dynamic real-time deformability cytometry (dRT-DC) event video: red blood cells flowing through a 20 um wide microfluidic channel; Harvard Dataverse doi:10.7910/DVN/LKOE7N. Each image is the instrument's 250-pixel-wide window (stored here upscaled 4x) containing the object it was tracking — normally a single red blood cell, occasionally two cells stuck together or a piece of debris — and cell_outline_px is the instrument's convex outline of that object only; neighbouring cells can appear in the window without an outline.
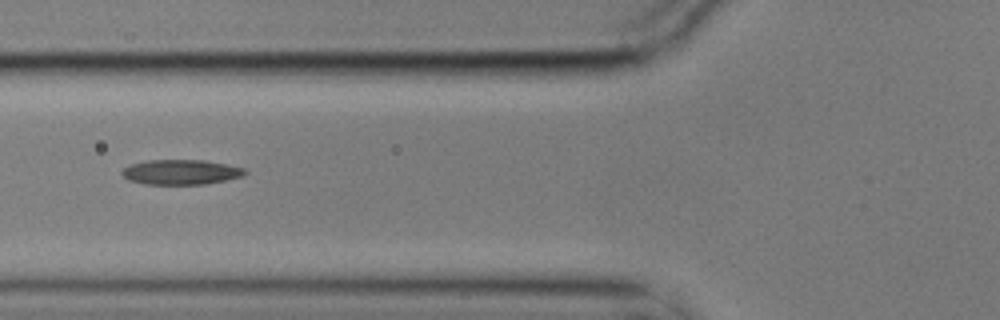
{"species": "common noctule bat (a hibernating species)", "species_latin": "Nyctalus noctula", "temperature_condition": "cold", "stored_images_in_passage": 9, "segment_of_instrument_passage": [2, 2], "camera_frame_rate_fps": 3000, "um_per_image_px": 0.085, "animal": {"sex": "male", "body_mass_g": 17.9}, "frame": {"image": 1, "passage_image": 6, "time_ms": 1.667, "image_size_px": [1000, 320], "cell_outline_px": [[248, 172], [244, 176], [204, 184], [144, 184], [128, 180], [120, 172], [124, 168], [132, 164], [148, 160], [204, 160], [228, 164], [244, 168]], "centroid_in_image_um": [15.4, 14.62], "position_along_channel_um": 110.4, "area_um2": 17.86}}
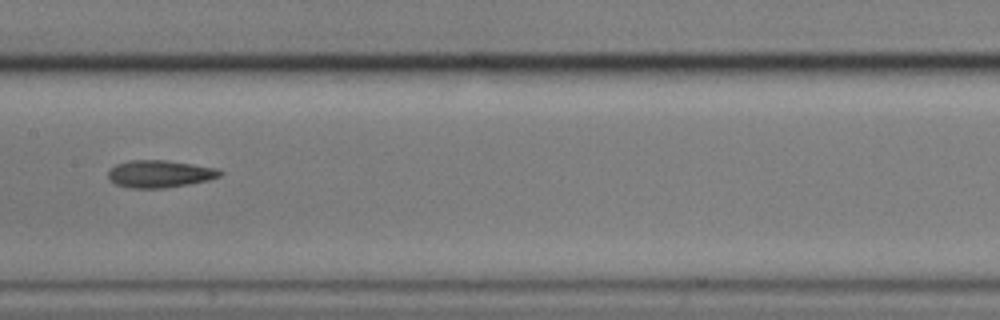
{"frame": {"image": 2, "passage_image": 8, "time_ms": 2.333, "image_size_px": [1000, 320], "cell_outline_px": [[224, 172], [220, 176], [208, 180], [188, 184], [164, 188], [128, 188], [116, 184], [108, 176], [108, 172], [116, 164], [128, 160], [164, 160], [192, 164], [216, 168]], "centroid_in_image_um": [13.58, 14.78], "position_along_channel_um": 193.8, "area_um2": 17.69}}
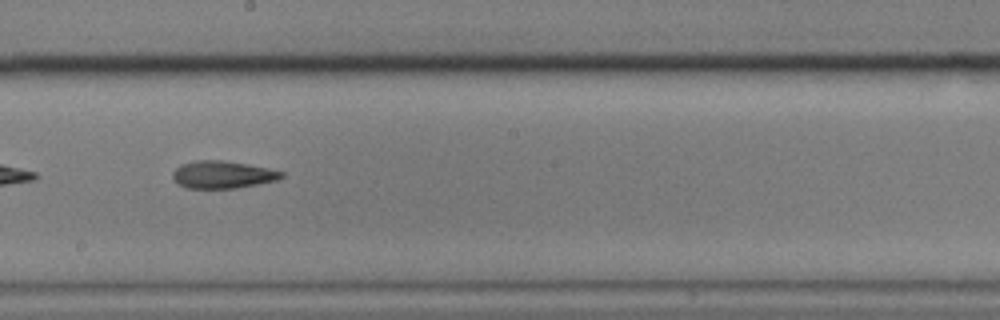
{"frame": {"image": 3, "passage_image": 9, "time_ms": 2.667, "image_size_px": [1000, 320], "cell_outline_px": [[284, 176], [280, 180], [236, 188], [188, 188], [176, 184], [172, 176], [172, 172], [180, 164], [196, 160], [220, 160], [248, 164], [268, 168], [284, 172]], "centroid_in_image_um": [18.92, 14.84], "position_along_channel_um": 229.3, "area_um2": 17.57}}